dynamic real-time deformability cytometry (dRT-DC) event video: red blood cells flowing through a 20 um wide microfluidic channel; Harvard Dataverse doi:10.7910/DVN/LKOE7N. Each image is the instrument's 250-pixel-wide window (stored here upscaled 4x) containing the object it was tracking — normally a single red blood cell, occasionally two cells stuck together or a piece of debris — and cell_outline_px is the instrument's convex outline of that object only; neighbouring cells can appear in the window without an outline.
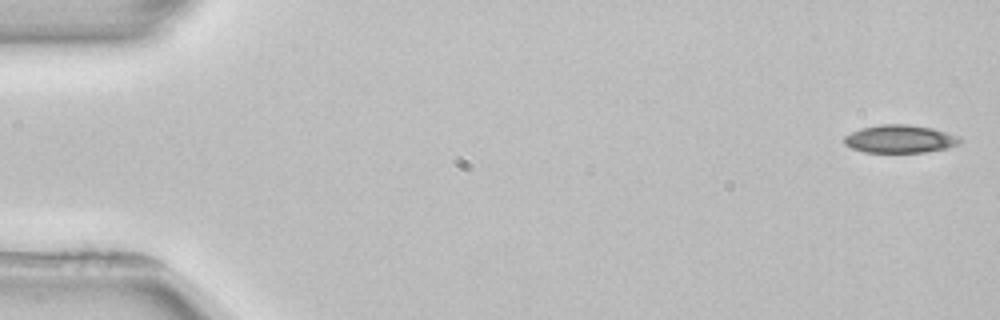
{"species": "common noctule bat (a hibernating species)", "species_latin": "Nyctalus noctula", "temperature_condition": "room temperature", "stored_images_in_passage": 5, "segment_of_instrument_passage": [2, 2], "camera_frame_rate_fps": 3000, "um_per_image_px": 0.085, "animal": {"sex": "female", "body_mass_g": 22.7, "forearm_length_mm": 54.2}, "frame": {"image": 1, "passage_image": 5, "time_ms": 6.667, "image_size_px": [1000, 320], "cell_outline_px": [[964, 140], [960, 144], [948, 148], [924, 152], [864, 152], [852, 148], [844, 144], [844, 136], [860, 128], [880, 124], [908, 124], [932, 128], [956, 136]], "centroid_in_image_um": [76.49, 11.81], "position_along_channel_um": 8.5, "area_um2": 18.84}}